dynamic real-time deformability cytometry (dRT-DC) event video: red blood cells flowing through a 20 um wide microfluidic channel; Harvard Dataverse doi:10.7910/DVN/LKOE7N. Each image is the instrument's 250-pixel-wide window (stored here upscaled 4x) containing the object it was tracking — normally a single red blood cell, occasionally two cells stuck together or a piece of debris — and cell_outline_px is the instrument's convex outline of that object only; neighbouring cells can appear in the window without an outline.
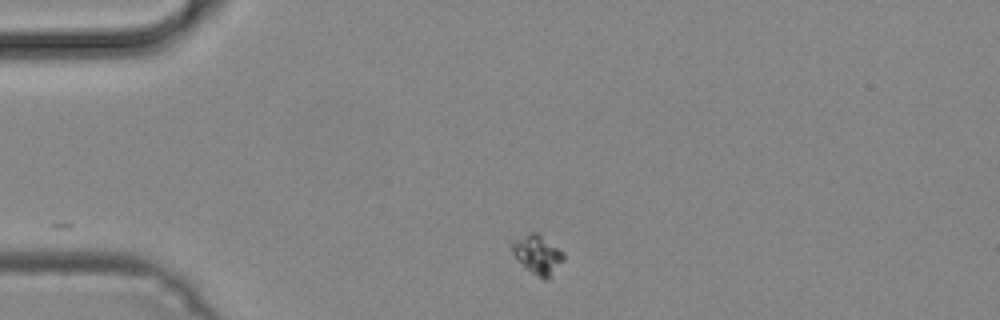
{"species": "common noctule bat (a hibernating species)", "species_latin": "Nyctalus noctula", "temperature_condition": "cold", "stored_images_in_passage": 17, "camera_frame_rate_fps": 3000, "um_per_image_px": 0.085, "animal": {"sex": "male", "body_mass_g": 19.2, "forearm_length_mm": 51.8}, "frame": {"image": 1, "passage_image": 1, "time_ms": 0.0, "image_size_px": [1000, 320], "cell_outline_px": [[564, 260], [552, 276], [548, 280], [544, 280], [532, 272], [516, 260], [508, 244], [528, 232], [536, 232], [564, 252]], "centroid_in_image_um": [45.68, 21.64], "position_along_channel_um": 39.3, "area_um2": 11.85}}
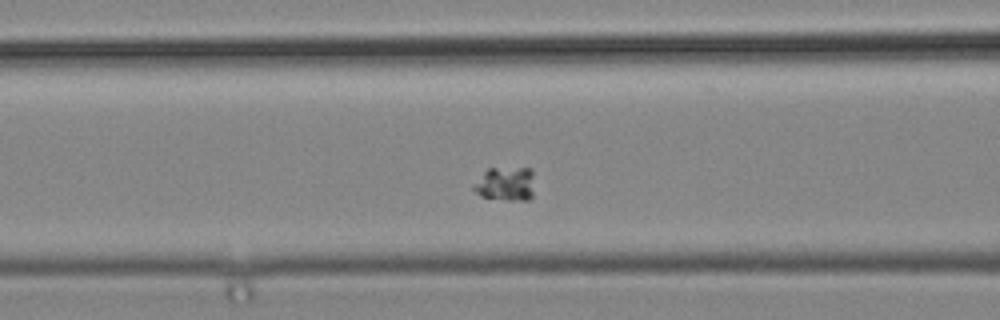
{"frame": {"image": 2, "passage_image": 10, "time_ms": 3.0, "image_size_px": [1000, 320], "cell_outline_px": [[532, 196], [528, 200], [508, 200], [480, 196], [472, 188], [472, 184], [488, 168], [532, 168]], "centroid_in_image_um": [42.94, 15.62], "position_along_channel_um": 123.7, "area_um2": 12.02}}
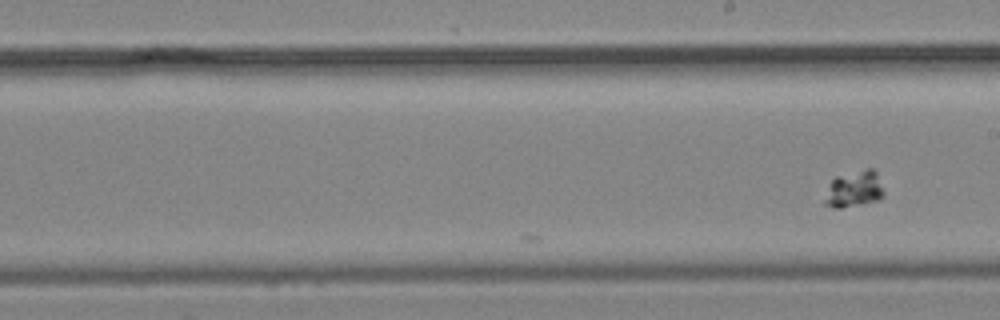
{"frame": {"image": 3, "passage_image": 17, "time_ms": 5.333, "image_size_px": [1000, 320], "cell_outline_px": [[884, 196], [876, 200], [864, 204], [840, 208], [832, 208], [824, 204], [824, 200], [828, 184], [836, 176], [868, 168], [872, 168], [876, 172], [884, 192]], "centroid_in_image_um": [72.57, 16.08], "position_along_channel_um": 216.4, "area_um2": 12.6}}